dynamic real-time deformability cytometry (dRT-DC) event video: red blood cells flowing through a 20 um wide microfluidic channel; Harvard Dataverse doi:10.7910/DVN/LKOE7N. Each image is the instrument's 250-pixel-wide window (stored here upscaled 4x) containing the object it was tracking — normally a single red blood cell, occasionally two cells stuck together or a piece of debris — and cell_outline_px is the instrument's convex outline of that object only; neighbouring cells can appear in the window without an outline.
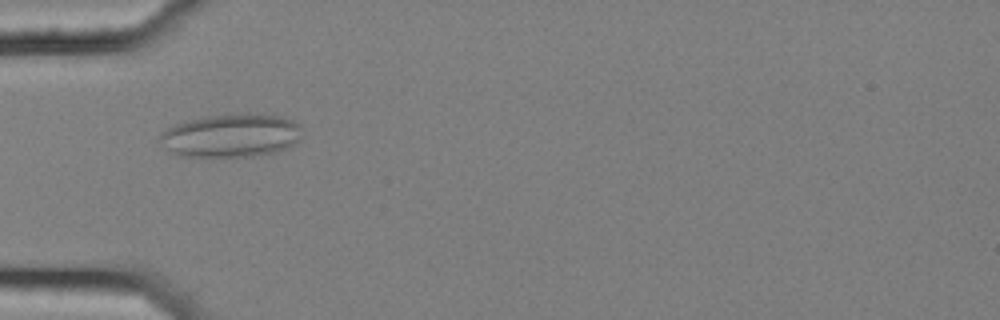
{"species": "common noctule bat (a hibernating species)", "species_latin": "Nyctalus noctula", "temperature_condition": "cold", "stored_images_in_passage": 9, "camera_frame_rate_fps": 3000, "um_per_image_px": 0.085, "animal": {"sex": "female", "body_mass_g": 25.1}, "frame": {"image": 1, "passage_image": 2, "time_ms": 0.333, "image_size_px": [1000, 320], "cell_outline_px": [[300, 136], [292, 144], [284, 148], [272, 152], [252, 156], [180, 156], [168, 148], [160, 140], [160, 132], [176, 124], [200, 116], [280, 116], [292, 120], [300, 124]], "centroid_in_image_um": [19.6, 11.54], "position_along_channel_um": 65.4, "area_um2": 34.51}}